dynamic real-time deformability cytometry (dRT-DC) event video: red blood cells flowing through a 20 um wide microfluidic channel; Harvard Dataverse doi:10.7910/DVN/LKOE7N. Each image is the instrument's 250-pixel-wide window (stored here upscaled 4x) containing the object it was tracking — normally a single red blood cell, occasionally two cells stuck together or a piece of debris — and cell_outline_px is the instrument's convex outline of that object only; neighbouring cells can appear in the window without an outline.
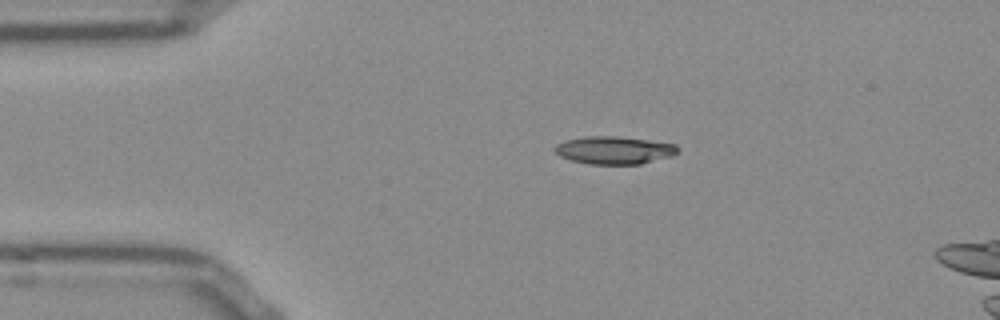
{"species": "Egyptian fruit bat (a non-hibernating species)", "species_latin": "Rousettus aegyptiacus", "temperature_condition": "room temperature", "stored_images_in_passage": 43, "camera_frame_rate_fps": 3000, "um_per_image_px": 0.085, "frame": {"image": 1, "passage_image": 1, "time_ms": 0.0, "image_size_px": [1000, 320], "cell_outline_px": [[676, 152], [672, 156], [640, 164], [588, 164], [572, 160], [560, 156], [552, 148], [556, 144], [568, 140], [588, 136], [616, 136], [648, 140], [676, 144]], "centroid_in_image_um": [52.18, 12.77], "position_along_channel_um": 32.8, "area_um2": 19.65}}
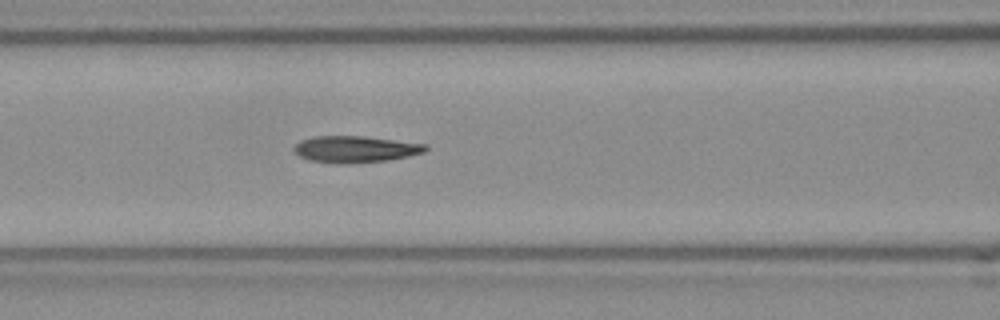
{"frame": {"image": 2, "passage_image": 12, "time_ms": 3.667, "image_size_px": [1000, 320], "cell_outline_px": [[428, 148], [424, 152], [408, 156], [388, 160], [348, 164], [332, 164], [308, 160], [300, 156], [292, 148], [300, 140], [312, 136], [364, 136], [428, 144]], "centroid_in_image_um": [30.18, 12.68], "position_along_channel_um": 136.4, "area_um2": 20.63}}
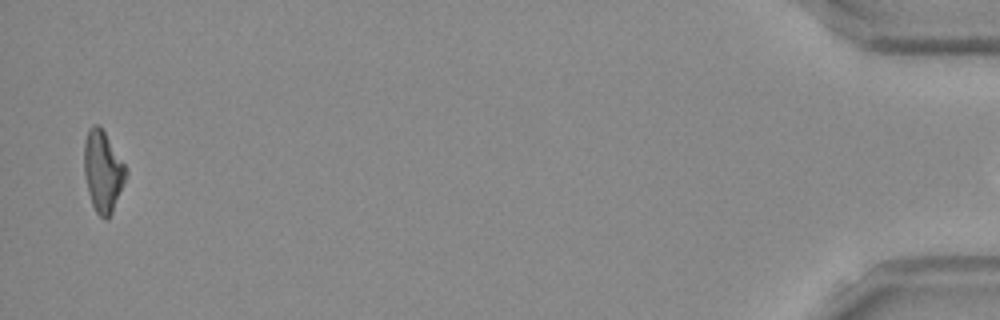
{"frame": {"image": 3, "passage_image": 42, "time_ms": 13.667, "image_size_px": [1000, 320], "cell_outline_px": [[128, 172], [112, 212], [108, 220], [104, 220], [96, 212], [92, 204], [88, 192], [84, 176], [84, 144], [88, 128], [92, 124], [100, 124], [124, 164]], "centroid_in_image_um": [8.72, 14.55], "position_along_channel_um": 426.5, "area_um2": 19.77}}